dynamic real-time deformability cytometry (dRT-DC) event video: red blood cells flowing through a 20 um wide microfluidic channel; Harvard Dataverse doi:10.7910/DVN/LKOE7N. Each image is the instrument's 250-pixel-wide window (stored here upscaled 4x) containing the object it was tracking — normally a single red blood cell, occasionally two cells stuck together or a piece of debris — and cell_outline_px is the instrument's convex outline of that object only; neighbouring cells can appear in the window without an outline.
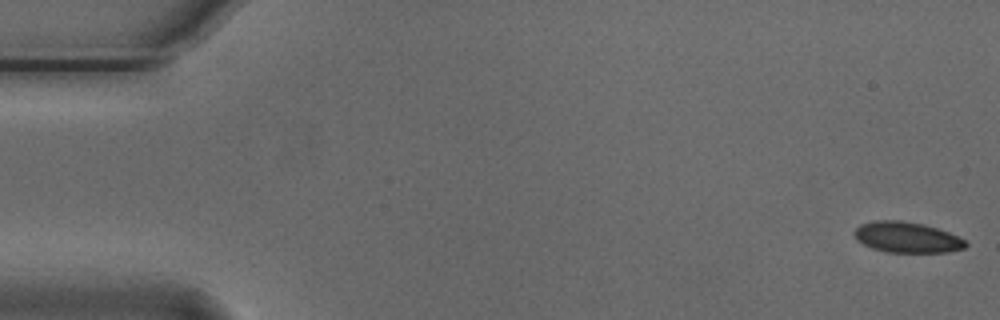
{"species": "Egyptian fruit bat (a non-hibernating species)", "species_latin": "Rousettus aegyptiacus", "temperature_condition": "cold", "stored_images_in_passage": 55, "camera_frame_rate_fps": 3000, "um_per_image_px": 0.085, "animal": {"sex": "male"}, "frame": {"image": 1, "passage_image": 1, "time_ms": 0.0, "image_size_px": [1000, 320], "cell_outline_px": [[968, 244], [964, 248], [948, 252], [884, 252], [872, 248], [856, 240], [852, 232], [860, 224], [876, 220], [900, 220], [924, 224], [948, 232], [964, 240]], "centroid_in_image_um": [77.04, 20.17], "position_along_channel_um": 8.0, "area_um2": 19.94}}
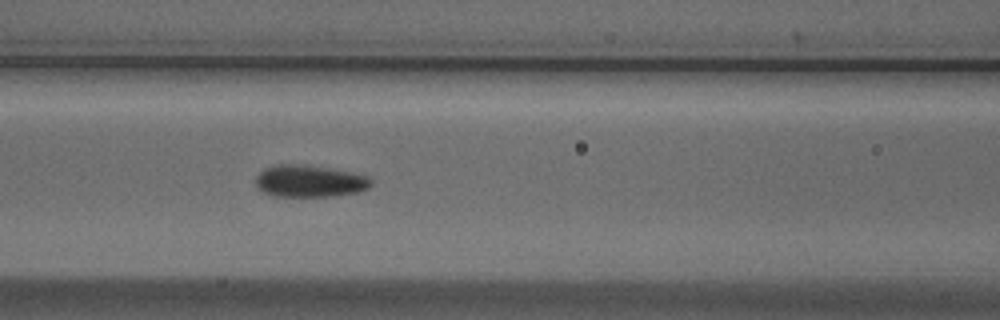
{"frame": {"image": 2, "passage_image": 23, "time_ms": 7.333, "image_size_px": [1000, 320], "cell_outline_px": [[372, 184], [368, 188], [356, 192], [332, 196], [272, 196], [256, 188], [256, 176], [264, 168], [276, 164], [304, 164], [352, 172], [368, 176], [372, 180]], "centroid_in_image_um": [26.29, 15.38], "position_along_channel_um": 140.3, "area_um2": 21.62}}
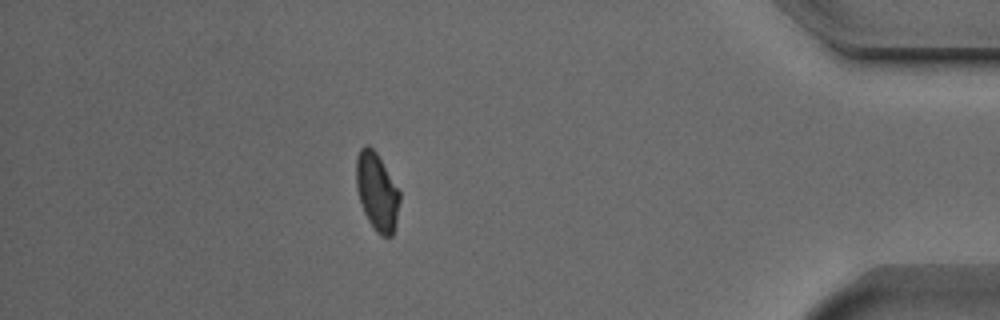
{"frame": {"image": 3, "passage_image": 48, "time_ms": 15.667, "image_size_px": [1000, 320], "cell_outline_px": [[400, 200], [396, 220], [392, 236], [380, 236], [376, 232], [368, 220], [364, 212], [356, 188], [356, 156], [360, 148], [364, 144], [368, 144], [376, 152], [400, 192]], "centroid_in_image_um": [32.02, 16.27], "position_along_channel_um": 403.2, "area_um2": 19.59}, "authors_computed_cell_mechanics": {"area_um2": 20.5768, "velocity_mm_per_s": 3.7243, "shape_relaxation_time_tau1_ms": 3.2939, "shape_relaxation_time_tau2_ms": 2.6368, "deformation_change_tau1": 0.0918, "deformation_change_tau2": 0.0631}}